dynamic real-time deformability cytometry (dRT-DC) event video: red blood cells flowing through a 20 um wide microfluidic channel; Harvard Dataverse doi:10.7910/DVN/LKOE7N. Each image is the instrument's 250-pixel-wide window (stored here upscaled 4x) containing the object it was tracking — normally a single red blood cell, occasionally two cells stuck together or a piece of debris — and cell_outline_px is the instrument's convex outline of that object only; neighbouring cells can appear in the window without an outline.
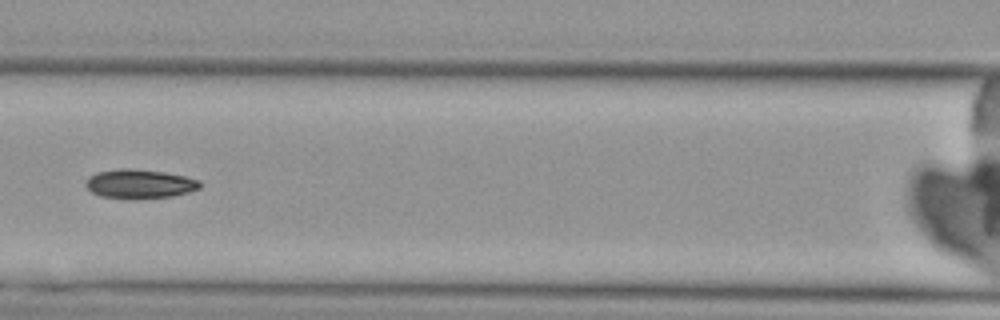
{"species": "Egyptian fruit bat (a non-hibernating species)", "species_latin": "Rousettus aegyptiacus", "temperature_condition": "cold", "stored_images_in_passage": 8, "camera_frame_rate_fps": 3000, "um_per_image_px": 0.085, "animal": {"sex": "female"}, "frame": {"image": 1, "passage_image": 8, "time_ms": 8.0, "image_size_px": [1000, 320], "cell_outline_px": [[200, 188], [188, 192], [168, 196], [100, 196], [92, 192], [84, 184], [88, 176], [96, 172], [120, 168], [132, 168], [164, 172], [184, 176], [200, 180]], "centroid_in_image_um": [11.84, 15.57], "position_along_channel_um": 154.8, "area_um2": 18.55}}